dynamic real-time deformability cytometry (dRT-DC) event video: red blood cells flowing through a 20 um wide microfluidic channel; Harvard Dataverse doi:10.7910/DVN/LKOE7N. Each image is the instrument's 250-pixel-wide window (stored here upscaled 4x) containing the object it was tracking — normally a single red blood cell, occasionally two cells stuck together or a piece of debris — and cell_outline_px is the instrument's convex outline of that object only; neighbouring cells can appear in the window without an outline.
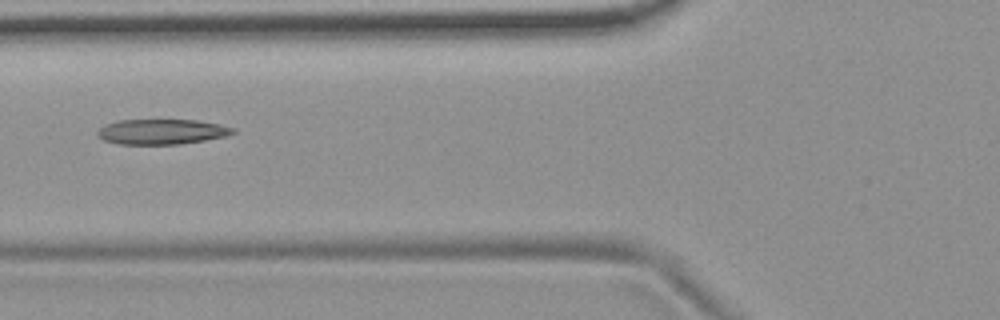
{"species": "common noctule bat (a hibernating species)", "species_latin": "Nyctalus noctula", "temperature_condition": "room temperature", "stored_images_in_passage": 6, "camera_frame_rate_fps": 3000, "um_per_image_px": 0.085, "animal": {"sex": "female", "body_mass_g": 19.9}, "frame": {"image": 1, "passage_image": 6, "time_ms": 1.667, "image_size_px": [1000, 320], "cell_outline_px": [[236, 132], [224, 136], [204, 140], [176, 144], [120, 144], [104, 140], [96, 136], [96, 132], [104, 124], [116, 120], [196, 120], [220, 124], [236, 128]], "centroid_in_image_um": [13.71, 11.18], "position_along_channel_um": 112.1, "area_um2": 19.88}}